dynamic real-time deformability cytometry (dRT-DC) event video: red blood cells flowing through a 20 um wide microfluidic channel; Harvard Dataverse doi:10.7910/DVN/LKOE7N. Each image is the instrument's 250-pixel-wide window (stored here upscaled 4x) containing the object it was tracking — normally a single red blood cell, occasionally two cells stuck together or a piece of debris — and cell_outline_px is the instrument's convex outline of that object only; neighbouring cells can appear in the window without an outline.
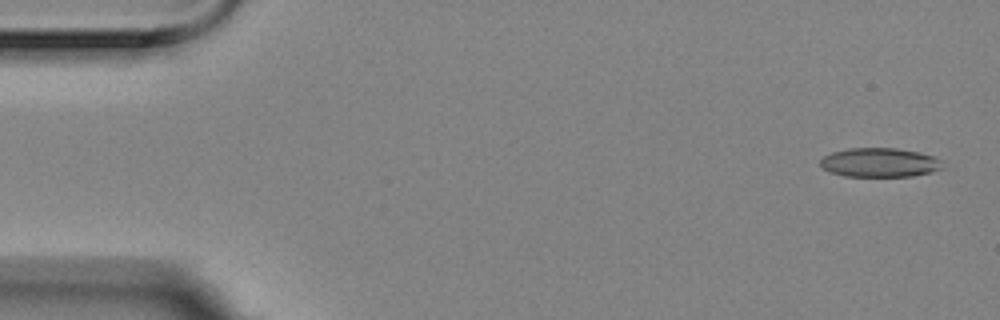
{"species": "Egyptian fruit bat (a non-hibernating species)", "species_latin": "Rousettus aegyptiacus", "temperature_condition": "room temperature", "stored_images_in_passage": 4, "camera_frame_rate_fps": 3000, "um_per_image_px": 0.085, "animal": {"sex": "female"}, "frame": {"image": 1, "passage_image": 1, "time_ms": 0.0, "image_size_px": [1000, 320], "cell_outline_px": [[944, 168], [932, 172], [912, 176], [844, 176], [828, 172], [820, 164], [820, 160], [824, 156], [832, 152], [848, 148], [896, 148], [920, 152], [932, 156], [940, 160]], "centroid_in_image_um": [74.77, 13.81], "position_along_channel_um": 10.2, "area_um2": 20.81}}
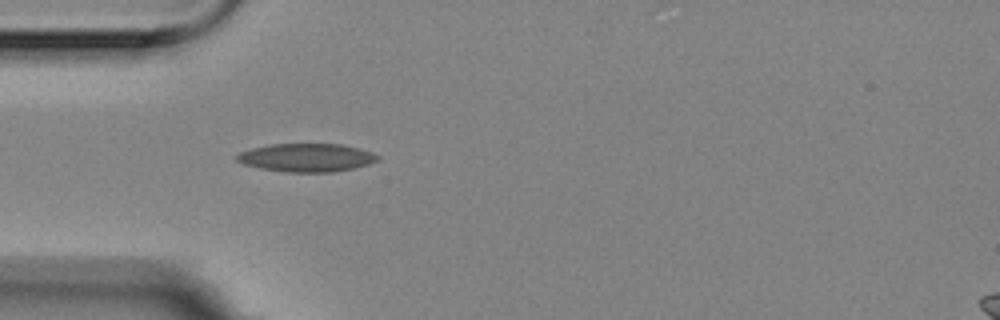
{"frame": {"image": 2, "passage_image": 4, "time_ms": 1.0, "image_size_px": [1000, 320], "cell_outline_px": [[380, 160], [368, 164], [352, 168], [332, 172], [284, 172], [260, 168], [244, 164], [236, 160], [236, 156], [240, 152], [252, 148], [272, 144], [340, 144], [372, 152], [380, 156]], "centroid_in_image_um": [26.06, 13.4], "position_along_channel_um": 58.9, "area_um2": 23.06}}